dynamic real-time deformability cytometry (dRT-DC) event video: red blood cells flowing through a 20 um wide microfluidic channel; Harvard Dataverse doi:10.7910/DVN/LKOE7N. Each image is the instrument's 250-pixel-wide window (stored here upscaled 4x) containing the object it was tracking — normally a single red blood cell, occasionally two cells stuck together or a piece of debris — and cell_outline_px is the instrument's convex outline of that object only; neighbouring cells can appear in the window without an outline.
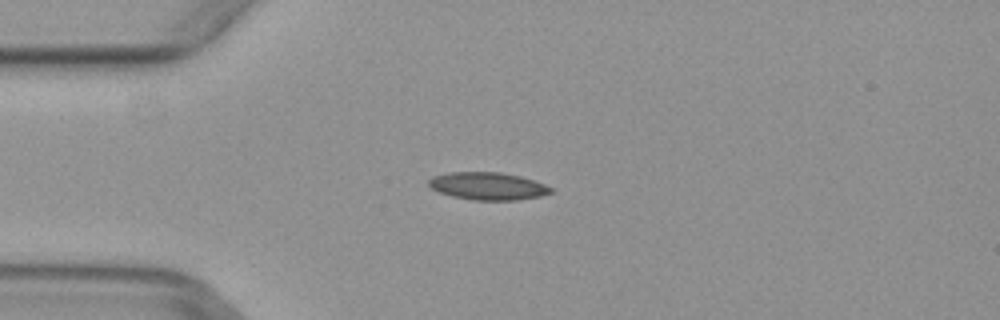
{"species": "common noctule bat (a hibernating species)", "species_latin": "Nyctalus noctula", "temperature_condition": "warm", "stored_images_in_passage": 3, "camera_frame_rate_fps": 3000, "um_per_image_px": 0.085, "animal": {"sex": "female", "body_mass_g": 29.2, "forearm_length_mm": 56.3}, "frame": {"image": 1, "passage_image": 2, "time_ms": 0.333, "image_size_px": [1000, 320], "cell_outline_px": [[552, 192], [540, 196], [520, 200], [472, 200], [452, 196], [440, 192], [432, 188], [428, 184], [428, 180], [432, 176], [448, 172], [500, 172], [520, 176], [544, 184], [552, 188]], "centroid_in_image_um": [41.45, 15.81], "position_along_channel_um": 43.6, "area_um2": 19.59}}